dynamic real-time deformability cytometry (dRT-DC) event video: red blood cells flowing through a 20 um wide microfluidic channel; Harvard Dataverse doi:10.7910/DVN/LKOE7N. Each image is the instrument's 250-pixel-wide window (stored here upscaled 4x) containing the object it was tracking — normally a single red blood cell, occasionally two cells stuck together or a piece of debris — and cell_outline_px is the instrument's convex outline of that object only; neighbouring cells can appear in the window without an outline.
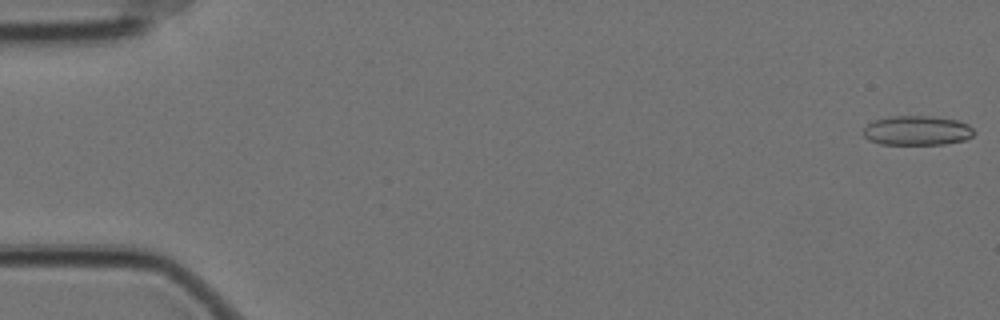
{"species": "Egyptian fruit bat (a non-hibernating species)", "species_latin": "Rousettus aegyptiacus", "temperature_condition": "cold", "stored_images_in_passage": 58, "camera_frame_rate_fps": 3000, "um_per_image_px": 0.085, "animal": {"sex": "female"}, "frame": {"image": 1, "passage_image": 1, "time_ms": 0.0, "image_size_px": [1000, 320], "cell_outline_px": [[976, 132], [972, 136], [964, 140], [944, 144], [880, 144], [868, 140], [864, 136], [864, 128], [872, 120], [892, 116], [932, 116], [956, 120], [968, 124]], "centroid_in_image_um": [77.94, 11.09], "position_along_channel_um": 7.1, "area_um2": 19.07}}
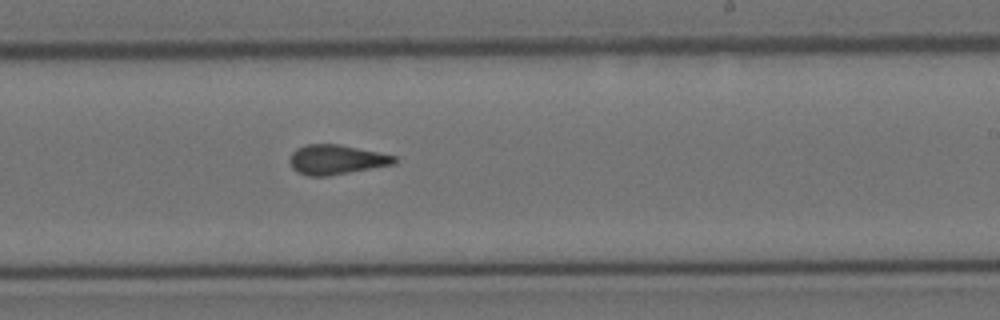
{"frame": {"image": 2, "passage_image": 35, "time_ms": 11.333, "image_size_px": [1000, 320], "cell_outline_px": [[396, 164], [328, 176], [308, 176], [296, 172], [292, 168], [288, 160], [288, 156], [296, 148], [308, 144], [340, 144], [396, 156]], "centroid_in_image_um": [28.54, 13.57], "position_along_channel_um": 260.5, "area_um2": 18.26}}
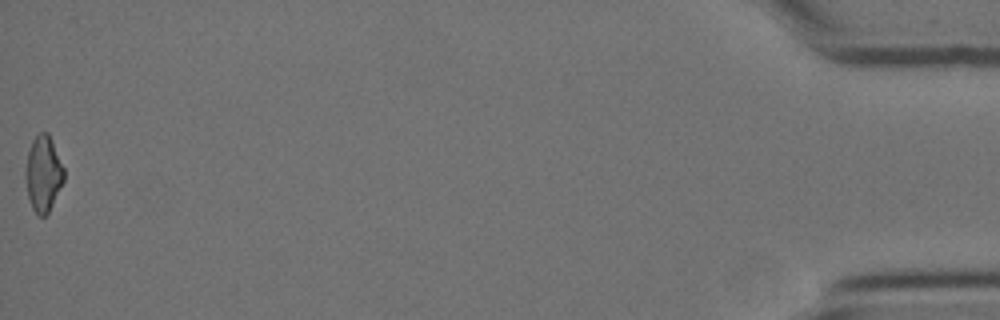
{"frame": {"image": 3, "passage_image": 58, "time_ms": 19.0, "image_size_px": [1000, 320], "cell_outline_px": [[64, 180], [48, 212], [44, 216], [40, 216], [32, 208], [28, 196], [24, 176], [28, 152], [32, 140], [40, 132], [48, 132], [52, 140], [64, 168]], "centroid_in_image_um": [3.67, 14.74], "position_along_channel_um": 431.5, "area_um2": 16.82}, "authors_computed_cell_mechanics": {"area_um2": 18.2359, "velocity_mm_per_s": 3.5071, "shape_relaxation_time_tau1_ms": null, "shape_relaxation_time_tau2_ms": 2.054, "deformation_change_tau1": null, "deformation_change_tau2": 0.0975}}